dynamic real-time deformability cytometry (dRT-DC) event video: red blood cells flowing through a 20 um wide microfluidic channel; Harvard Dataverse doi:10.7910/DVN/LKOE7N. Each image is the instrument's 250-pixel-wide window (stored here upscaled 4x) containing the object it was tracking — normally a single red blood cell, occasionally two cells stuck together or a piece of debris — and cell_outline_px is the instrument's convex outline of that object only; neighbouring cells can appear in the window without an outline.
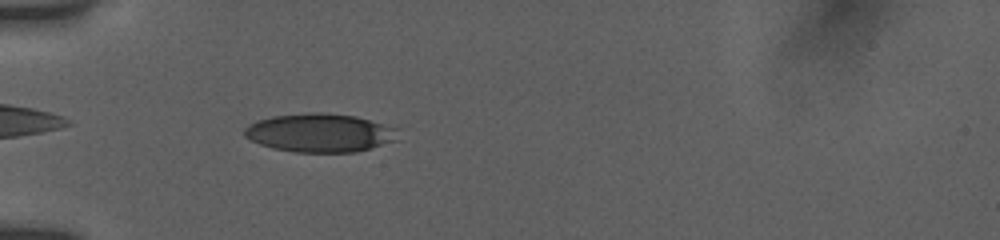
{"species": "human", "species_latin": "Homo sapiens", "temperature_condition": "room temperature", "stored_images_in_passage": 9, "camera_frame_rate_fps": 3000, "um_per_image_px": 0.085, "donor": {"sex": "female"}, "frame": {"image": 1, "passage_image": 8, "time_ms": 5.333, "image_size_px": [1000, 240], "cell_outline_px": [[396, 140], [356, 152], [296, 152], [272, 148], [260, 144], [244, 136], [244, 128], [256, 120], [272, 116], [312, 112], [320, 112], [356, 116], [396, 128]], "centroid_in_image_um": [27.14, 11.28], "position_along_channel_um": 57.9, "area_um2": 34.22}}